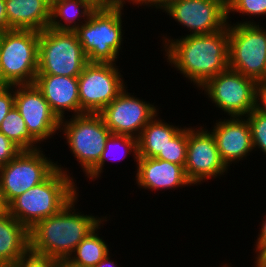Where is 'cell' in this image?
<instances>
[{"label":"cell","mask_w":266,"mask_h":267,"mask_svg":"<svg viewBox=\"0 0 266 267\" xmlns=\"http://www.w3.org/2000/svg\"><path fill=\"white\" fill-rule=\"evenodd\" d=\"M22 150L0 132V167L9 163Z\"/></svg>","instance_id":"30"},{"label":"cell","mask_w":266,"mask_h":267,"mask_svg":"<svg viewBox=\"0 0 266 267\" xmlns=\"http://www.w3.org/2000/svg\"><path fill=\"white\" fill-rule=\"evenodd\" d=\"M116 63H88L78 76L80 108L99 114L124 89L125 83Z\"/></svg>","instance_id":"11"},{"label":"cell","mask_w":266,"mask_h":267,"mask_svg":"<svg viewBox=\"0 0 266 267\" xmlns=\"http://www.w3.org/2000/svg\"><path fill=\"white\" fill-rule=\"evenodd\" d=\"M124 3H100L74 32L89 63H116L123 42Z\"/></svg>","instance_id":"4"},{"label":"cell","mask_w":266,"mask_h":267,"mask_svg":"<svg viewBox=\"0 0 266 267\" xmlns=\"http://www.w3.org/2000/svg\"><path fill=\"white\" fill-rule=\"evenodd\" d=\"M259 237L256 239L255 249L254 251L258 254L265 246H266V215L265 219L262 221V226L260 229Z\"/></svg>","instance_id":"34"},{"label":"cell","mask_w":266,"mask_h":267,"mask_svg":"<svg viewBox=\"0 0 266 267\" xmlns=\"http://www.w3.org/2000/svg\"><path fill=\"white\" fill-rule=\"evenodd\" d=\"M15 264L18 267H57L58 260L35 253L29 249Z\"/></svg>","instance_id":"29"},{"label":"cell","mask_w":266,"mask_h":267,"mask_svg":"<svg viewBox=\"0 0 266 267\" xmlns=\"http://www.w3.org/2000/svg\"><path fill=\"white\" fill-rule=\"evenodd\" d=\"M0 267H18V266L14 263V264L0 265Z\"/></svg>","instance_id":"41"},{"label":"cell","mask_w":266,"mask_h":267,"mask_svg":"<svg viewBox=\"0 0 266 267\" xmlns=\"http://www.w3.org/2000/svg\"><path fill=\"white\" fill-rule=\"evenodd\" d=\"M88 63L74 31L48 27L39 32L37 74L78 77Z\"/></svg>","instance_id":"7"},{"label":"cell","mask_w":266,"mask_h":267,"mask_svg":"<svg viewBox=\"0 0 266 267\" xmlns=\"http://www.w3.org/2000/svg\"><path fill=\"white\" fill-rule=\"evenodd\" d=\"M188 145V127L182 128L155 158L185 166Z\"/></svg>","instance_id":"26"},{"label":"cell","mask_w":266,"mask_h":267,"mask_svg":"<svg viewBox=\"0 0 266 267\" xmlns=\"http://www.w3.org/2000/svg\"><path fill=\"white\" fill-rule=\"evenodd\" d=\"M136 184L146 190H168L192 186L184 166L157 158L138 157Z\"/></svg>","instance_id":"18"},{"label":"cell","mask_w":266,"mask_h":267,"mask_svg":"<svg viewBox=\"0 0 266 267\" xmlns=\"http://www.w3.org/2000/svg\"><path fill=\"white\" fill-rule=\"evenodd\" d=\"M162 43L167 62L197 88L229 67L228 24L210 34L163 37Z\"/></svg>","instance_id":"1"},{"label":"cell","mask_w":266,"mask_h":267,"mask_svg":"<svg viewBox=\"0 0 266 267\" xmlns=\"http://www.w3.org/2000/svg\"><path fill=\"white\" fill-rule=\"evenodd\" d=\"M33 84L59 120L65 119V111H73V116L85 114L80 108L78 77L37 74Z\"/></svg>","instance_id":"17"},{"label":"cell","mask_w":266,"mask_h":267,"mask_svg":"<svg viewBox=\"0 0 266 267\" xmlns=\"http://www.w3.org/2000/svg\"><path fill=\"white\" fill-rule=\"evenodd\" d=\"M99 4L98 0H56L51 4L49 28L57 31H75L88 20Z\"/></svg>","instance_id":"21"},{"label":"cell","mask_w":266,"mask_h":267,"mask_svg":"<svg viewBox=\"0 0 266 267\" xmlns=\"http://www.w3.org/2000/svg\"><path fill=\"white\" fill-rule=\"evenodd\" d=\"M100 3H106V0H98Z\"/></svg>","instance_id":"42"},{"label":"cell","mask_w":266,"mask_h":267,"mask_svg":"<svg viewBox=\"0 0 266 267\" xmlns=\"http://www.w3.org/2000/svg\"><path fill=\"white\" fill-rule=\"evenodd\" d=\"M258 82L229 67L209 79L204 90L212 103L230 117H246L256 106Z\"/></svg>","instance_id":"10"},{"label":"cell","mask_w":266,"mask_h":267,"mask_svg":"<svg viewBox=\"0 0 266 267\" xmlns=\"http://www.w3.org/2000/svg\"><path fill=\"white\" fill-rule=\"evenodd\" d=\"M237 13L251 16L266 15V0H227V19L231 13Z\"/></svg>","instance_id":"28"},{"label":"cell","mask_w":266,"mask_h":267,"mask_svg":"<svg viewBox=\"0 0 266 267\" xmlns=\"http://www.w3.org/2000/svg\"><path fill=\"white\" fill-rule=\"evenodd\" d=\"M228 118L230 119L216 120L217 123L212 131L210 129L220 157L227 168L233 162L244 160L253 151L250 127L246 117Z\"/></svg>","instance_id":"16"},{"label":"cell","mask_w":266,"mask_h":267,"mask_svg":"<svg viewBox=\"0 0 266 267\" xmlns=\"http://www.w3.org/2000/svg\"><path fill=\"white\" fill-rule=\"evenodd\" d=\"M51 160L40 149L22 150L0 167V190L5 205L45 181L57 169V162Z\"/></svg>","instance_id":"9"},{"label":"cell","mask_w":266,"mask_h":267,"mask_svg":"<svg viewBox=\"0 0 266 267\" xmlns=\"http://www.w3.org/2000/svg\"><path fill=\"white\" fill-rule=\"evenodd\" d=\"M6 210H7V206L5 205L3 201L1 190H0V214L5 212Z\"/></svg>","instance_id":"39"},{"label":"cell","mask_w":266,"mask_h":267,"mask_svg":"<svg viewBox=\"0 0 266 267\" xmlns=\"http://www.w3.org/2000/svg\"><path fill=\"white\" fill-rule=\"evenodd\" d=\"M14 86H0V125L8 112L14 107Z\"/></svg>","instance_id":"31"},{"label":"cell","mask_w":266,"mask_h":267,"mask_svg":"<svg viewBox=\"0 0 266 267\" xmlns=\"http://www.w3.org/2000/svg\"><path fill=\"white\" fill-rule=\"evenodd\" d=\"M8 31V18L6 15L5 0H0V32Z\"/></svg>","instance_id":"35"},{"label":"cell","mask_w":266,"mask_h":267,"mask_svg":"<svg viewBox=\"0 0 266 267\" xmlns=\"http://www.w3.org/2000/svg\"><path fill=\"white\" fill-rule=\"evenodd\" d=\"M190 34L203 35L222 30L227 24V0H176L163 12Z\"/></svg>","instance_id":"13"},{"label":"cell","mask_w":266,"mask_h":267,"mask_svg":"<svg viewBox=\"0 0 266 267\" xmlns=\"http://www.w3.org/2000/svg\"><path fill=\"white\" fill-rule=\"evenodd\" d=\"M188 180L193 184L221 177L229 168L223 163L213 134L204 129L188 127V145L184 166ZM219 175V176H218Z\"/></svg>","instance_id":"14"},{"label":"cell","mask_w":266,"mask_h":267,"mask_svg":"<svg viewBox=\"0 0 266 267\" xmlns=\"http://www.w3.org/2000/svg\"><path fill=\"white\" fill-rule=\"evenodd\" d=\"M57 267H79V266L73 265L68 260H58Z\"/></svg>","instance_id":"38"},{"label":"cell","mask_w":266,"mask_h":267,"mask_svg":"<svg viewBox=\"0 0 266 267\" xmlns=\"http://www.w3.org/2000/svg\"><path fill=\"white\" fill-rule=\"evenodd\" d=\"M156 107L131 95L126 87L99 115L112 134L138 139L147 123L159 114Z\"/></svg>","instance_id":"12"},{"label":"cell","mask_w":266,"mask_h":267,"mask_svg":"<svg viewBox=\"0 0 266 267\" xmlns=\"http://www.w3.org/2000/svg\"><path fill=\"white\" fill-rule=\"evenodd\" d=\"M38 53V31H4L0 43V86L33 84L38 70Z\"/></svg>","instance_id":"5"},{"label":"cell","mask_w":266,"mask_h":267,"mask_svg":"<svg viewBox=\"0 0 266 267\" xmlns=\"http://www.w3.org/2000/svg\"><path fill=\"white\" fill-rule=\"evenodd\" d=\"M256 256L255 267H266V246Z\"/></svg>","instance_id":"36"},{"label":"cell","mask_w":266,"mask_h":267,"mask_svg":"<svg viewBox=\"0 0 266 267\" xmlns=\"http://www.w3.org/2000/svg\"><path fill=\"white\" fill-rule=\"evenodd\" d=\"M95 267H119L116 261L110 260V253L103 258Z\"/></svg>","instance_id":"37"},{"label":"cell","mask_w":266,"mask_h":267,"mask_svg":"<svg viewBox=\"0 0 266 267\" xmlns=\"http://www.w3.org/2000/svg\"><path fill=\"white\" fill-rule=\"evenodd\" d=\"M1 39H2V32H0V43H1Z\"/></svg>","instance_id":"44"},{"label":"cell","mask_w":266,"mask_h":267,"mask_svg":"<svg viewBox=\"0 0 266 267\" xmlns=\"http://www.w3.org/2000/svg\"><path fill=\"white\" fill-rule=\"evenodd\" d=\"M120 146L122 149L120 148ZM112 147L113 148L115 147L117 150L120 149L121 151H123V153H122L119 150L121 152V154L125 155L124 158L126 157V155L133 152L134 161L137 162L138 157H139L138 156V139H136L135 137L127 136V135L111 134L106 141V146H105V149L102 153V156H101L99 162L87 175H85L91 181L94 179L96 180L97 178H99V176L101 177L100 174L103 172V169H104L103 167L105 166V162L107 161L106 159L109 158L110 153H113V151L111 150V149H113ZM113 155H115V154H113ZM124 158L122 157L121 160H123ZM113 159L116 160L115 158H113ZM118 160H120V159H118Z\"/></svg>","instance_id":"25"},{"label":"cell","mask_w":266,"mask_h":267,"mask_svg":"<svg viewBox=\"0 0 266 267\" xmlns=\"http://www.w3.org/2000/svg\"><path fill=\"white\" fill-rule=\"evenodd\" d=\"M29 249V230L7 210L1 213L0 265L14 264Z\"/></svg>","instance_id":"20"},{"label":"cell","mask_w":266,"mask_h":267,"mask_svg":"<svg viewBox=\"0 0 266 267\" xmlns=\"http://www.w3.org/2000/svg\"><path fill=\"white\" fill-rule=\"evenodd\" d=\"M246 119L250 127L253 149H259L266 155V115L253 109Z\"/></svg>","instance_id":"27"},{"label":"cell","mask_w":266,"mask_h":267,"mask_svg":"<svg viewBox=\"0 0 266 267\" xmlns=\"http://www.w3.org/2000/svg\"><path fill=\"white\" fill-rule=\"evenodd\" d=\"M229 68L257 82L266 81V29L253 19L228 22Z\"/></svg>","instance_id":"6"},{"label":"cell","mask_w":266,"mask_h":267,"mask_svg":"<svg viewBox=\"0 0 266 267\" xmlns=\"http://www.w3.org/2000/svg\"><path fill=\"white\" fill-rule=\"evenodd\" d=\"M50 4H52L56 0H47Z\"/></svg>","instance_id":"43"},{"label":"cell","mask_w":266,"mask_h":267,"mask_svg":"<svg viewBox=\"0 0 266 267\" xmlns=\"http://www.w3.org/2000/svg\"><path fill=\"white\" fill-rule=\"evenodd\" d=\"M56 166L57 169L45 181L16 197L7 206L9 214L28 230L39 221L59 213L78 195L71 174L62 165Z\"/></svg>","instance_id":"3"},{"label":"cell","mask_w":266,"mask_h":267,"mask_svg":"<svg viewBox=\"0 0 266 267\" xmlns=\"http://www.w3.org/2000/svg\"><path fill=\"white\" fill-rule=\"evenodd\" d=\"M14 106L25 121L30 135L40 144L60 130V120L34 84L15 85Z\"/></svg>","instance_id":"15"},{"label":"cell","mask_w":266,"mask_h":267,"mask_svg":"<svg viewBox=\"0 0 266 267\" xmlns=\"http://www.w3.org/2000/svg\"><path fill=\"white\" fill-rule=\"evenodd\" d=\"M128 1L129 3L133 2L132 4L134 5V3L137 1V0H106V3H124L126 4L125 2Z\"/></svg>","instance_id":"40"},{"label":"cell","mask_w":266,"mask_h":267,"mask_svg":"<svg viewBox=\"0 0 266 267\" xmlns=\"http://www.w3.org/2000/svg\"><path fill=\"white\" fill-rule=\"evenodd\" d=\"M60 120V130L87 175L99 162L112 132L99 114L85 113Z\"/></svg>","instance_id":"8"},{"label":"cell","mask_w":266,"mask_h":267,"mask_svg":"<svg viewBox=\"0 0 266 267\" xmlns=\"http://www.w3.org/2000/svg\"><path fill=\"white\" fill-rule=\"evenodd\" d=\"M77 201L78 195L59 213L39 221L29 230L31 251L56 260H67L85 237L107 221L106 217L81 214L75 209Z\"/></svg>","instance_id":"2"},{"label":"cell","mask_w":266,"mask_h":267,"mask_svg":"<svg viewBox=\"0 0 266 267\" xmlns=\"http://www.w3.org/2000/svg\"><path fill=\"white\" fill-rule=\"evenodd\" d=\"M176 0H137L135 2V5L139 4L141 6H148L155 9L164 10L166 9L170 4L175 2ZM154 6V7H153Z\"/></svg>","instance_id":"33"},{"label":"cell","mask_w":266,"mask_h":267,"mask_svg":"<svg viewBox=\"0 0 266 267\" xmlns=\"http://www.w3.org/2000/svg\"><path fill=\"white\" fill-rule=\"evenodd\" d=\"M0 132L21 150L41 149V147L38 146V142L28 132L25 121L15 106L2 121Z\"/></svg>","instance_id":"24"},{"label":"cell","mask_w":266,"mask_h":267,"mask_svg":"<svg viewBox=\"0 0 266 267\" xmlns=\"http://www.w3.org/2000/svg\"><path fill=\"white\" fill-rule=\"evenodd\" d=\"M8 30L43 31L49 27L51 4L47 0H5Z\"/></svg>","instance_id":"19"},{"label":"cell","mask_w":266,"mask_h":267,"mask_svg":"<svg viewBox=\"0 0 266 267\" xmlns=\"http://www.w3.org/2000/svg\"><path fill=\"white\" fill-rule=\"evenodd\" d=\"M100 226L101 224L77 245L67 259L70 263L79 267H95L109 254L108 245L98 233Z\"/></svg>","instance_id":"23"},{"label":"cell","mask_w":266,"mask_h":267,"mask_svg":"<svg viewBox=\"0 0 266 267\" xmlns=\"http://www.w3.org/2000/svg\"><path fill=\"white\" fill-rule=\"evenodd\" d=\"M157 116L147 123L138 138L139 157L155 158L159 153H163L167 144L182 129L164 122L165 120Z\"/></svg>","instance_id":"22"},{"label":"cell","mask_w":266,"mask_h":267,"mask_svg":"<svg viewBox=\"0 0 266 267\" xmlns=\"http://www.w3.org/2000/svg\"><path fill=\"white\" fill-rule=\"evenodd\" d=\"M255 109L266 115V81L258 82L257 84Z\"/></svg>","instance_id":"32"}]
</instances>
